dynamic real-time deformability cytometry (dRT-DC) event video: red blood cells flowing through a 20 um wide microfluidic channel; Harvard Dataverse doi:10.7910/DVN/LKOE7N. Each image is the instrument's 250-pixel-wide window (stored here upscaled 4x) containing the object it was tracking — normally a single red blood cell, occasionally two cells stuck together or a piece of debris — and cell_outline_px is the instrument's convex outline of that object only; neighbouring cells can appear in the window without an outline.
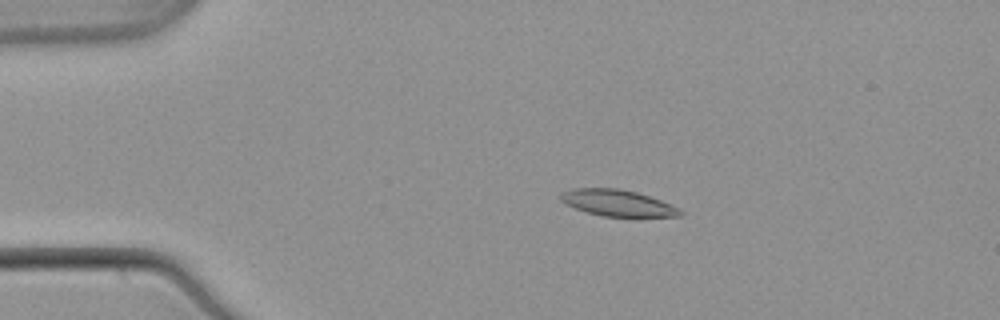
{"species": "common noctule bat (a hibernating species)", "species_latin": "Nyctalus noctula", "temperature_condition": "warm", "stored_images_in_passage": 54, "camera_frame_rate_fps": 3000, "um_per_image_px": 0.085, "animal": {"sex": "male", "body_mass_g": 21.5, "forearm_length_mm": 52.0}, "frame": {"image": 1, "passage_image": 11, "time_ms": 3.333, "image_size_px": [1000, 320], "cell_outline_px": [[684, 212], [680, 216], [604, 216], [588, 212], [576, 208], [560, 200], [560, 196], [564, 192], [572, 188], [620, 188], [636, 192], [660, 200]], "centroid_in_image_um": [52.47, 17.24], "position_along_channel_um": 32.5, "area_um2": 17.86}}
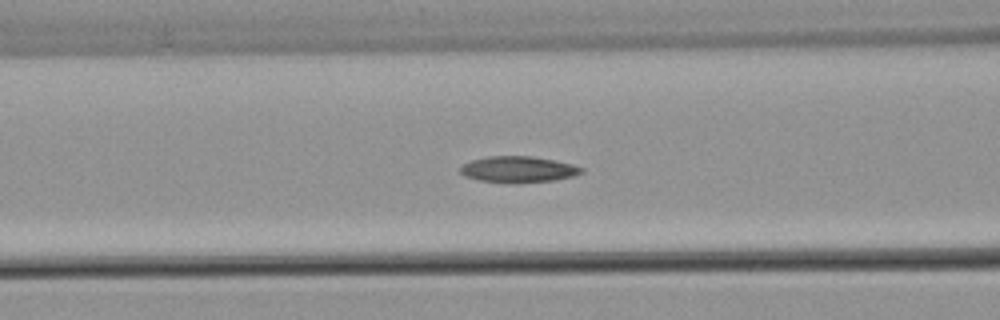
{"frame": {"image": 2, "passage_image": 22, "time_ms": 7.0, "image_size_px": [1000, 320], "cell_outline_px": [[584, 172], [572, 176], [552, 180], [516, 184], [508, 184], [480, 180], [464, 176], [460, 172], [460, 168], [464, 164], [472, 160], [488, 156], [532, 156], [572, 164], [584, 168]], "centroid_in_image_um": [44.04, 14.41], "position_along_channel_um": 122.6, "area_um2": 18.55}}
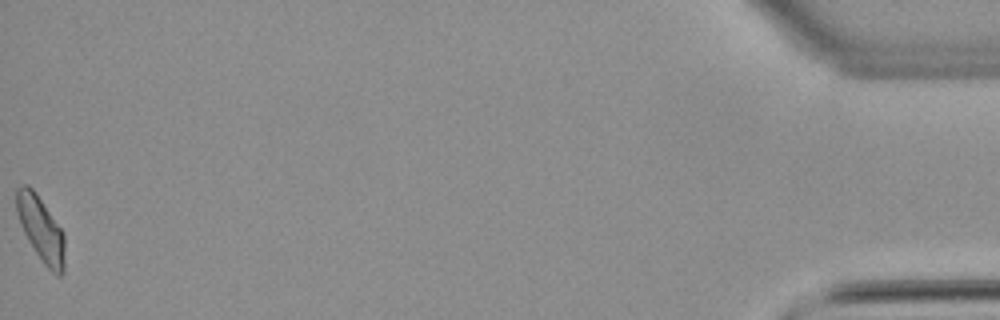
{"frame": {"image": 3, "passage_image": 54, "time_ms": 17.667, "image_size_px": [1000, 320], "cell_outline_px": [[64, 272], [60, 276], [56, 276], [44, 264], [28, 240], [24, 232], [16, 212], [16, 188], [20, 184], [28, 184], [36, 192], [60, 228], [64, 236]], "centroid_in_image_um": [3.46, 19.45], "position_along_channel_um": 431.7, "area_um2": 18.09}, "authors_computed_cell_mechanics": {"area_um2": 18.0914, "velocity_mm_per_s": 3.8498, "shape_relaxation_time_tau1_ms": 10.8384, "shape_relaxation_time_tau2_ms": 5.2048, "deformation_change_tau1": 0.215, "deformation_change_tau2": 0.1204}}